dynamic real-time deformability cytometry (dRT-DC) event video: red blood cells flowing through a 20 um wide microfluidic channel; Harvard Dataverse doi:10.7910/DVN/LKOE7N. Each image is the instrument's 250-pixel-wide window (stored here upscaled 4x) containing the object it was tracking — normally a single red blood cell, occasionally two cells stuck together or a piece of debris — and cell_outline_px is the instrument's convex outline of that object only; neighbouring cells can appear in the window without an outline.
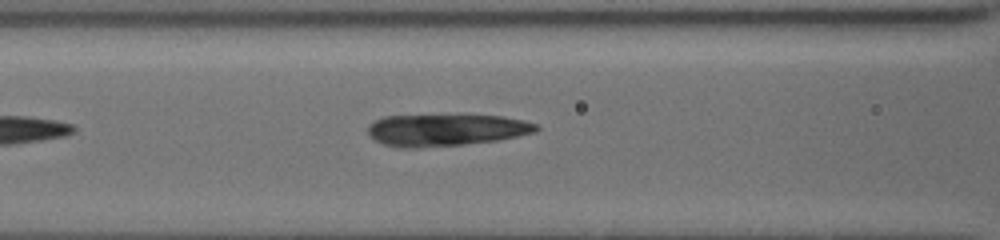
{"species": "common noctule bat (a hibernating species)", "species_latin": "Nyctalus noctula", "temperature_condition": "cold", "stored_images_in_passage": 14, "camera_frame_rate_fps": 3000, "um_per_image_px": 0.085, "animal": {"sex": "female", "body_mass_g": 19.5, "forearm_length_mm": 54.1}, "frame": {"image": 1, "passage_image": 11, "time_ms": 8.333, "image_size_px": [1000, 240], "cell_outline_px": [[540, 128], [536, 132], [500, 140], [464, 144], [420, 148], [396, 148], [384, 144], [368, 136], [368, 124], [384, 116], [460, 112], [504, 116], [524, 120], [536, 124]], "centroid_in_image_um": [37.92, 11.0], "position_along_channel_um": 128.7, "area_um2": 33.0}}
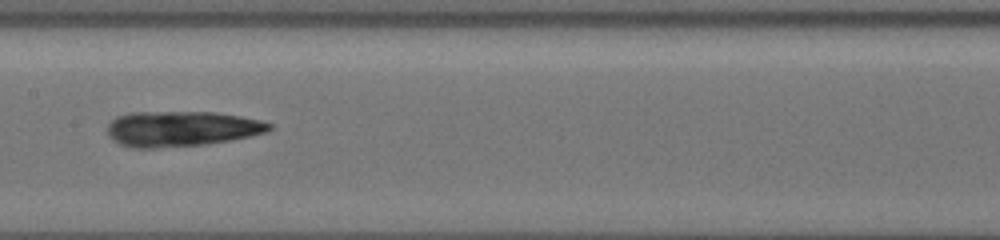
{"frame": {"image": 2, "passage_image": 13, "time_ms": 10.0, "image_size_px": [1000, 240], "cell_outline_px": [[272, 128], [268, 132], [252, 136], [204, 144], [152, 148], [132, 148], [120, 144], [112, 140], [108, 136], [108, 124], [116, 116], [128, 112], [216, 112], [264, 120], [272, 124]], "centroid_in_image_um": [15.43, 10.93], "position_along_channel_um": 192.0, "area_um2": 33.58}}